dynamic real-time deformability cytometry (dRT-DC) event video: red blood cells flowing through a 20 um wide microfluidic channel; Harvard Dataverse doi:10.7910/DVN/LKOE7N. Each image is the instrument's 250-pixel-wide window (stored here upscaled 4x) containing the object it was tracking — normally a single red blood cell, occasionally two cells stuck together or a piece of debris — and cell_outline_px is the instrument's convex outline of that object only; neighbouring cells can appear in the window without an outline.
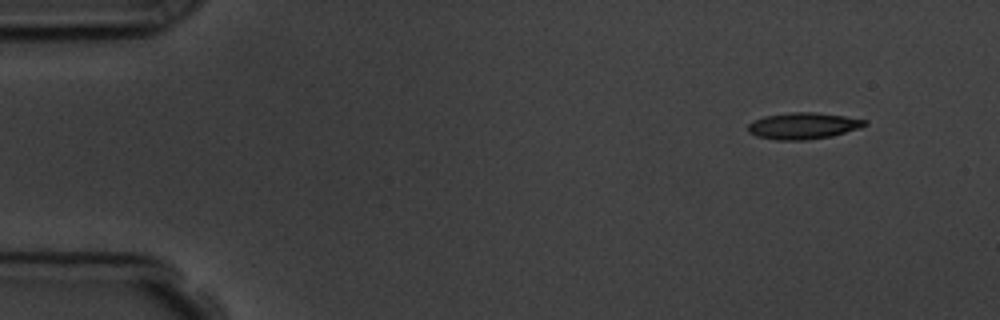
{"species": "common noctule bat (a hibernating species)", "species_latin": "Nyctalus noctula", "temperature_condition": "room temperature", "stored_images_in_passage": 51, "camera_frame_rate_fps": 3000, "um_per_image_px": 0.085, "animal": {"sex": "male", "body_mass_g": 19.5, "forearm_length_mm": 54.6}, "frame": {"image": 1, "passage_image": 1, "time_ms": 0.0, "image_size_px": [1000, 320], "cell_outline_px": [[868, 124], [860, 128], [832, 136], [808, 140], [776, 140], [756, 136], [748, 132], [748, 124], [752, 120], [764, 116], [788, 112], [816, 112], [844, 116], [868, 120]], "centroid_in_image_um": [68.26, 10.69], "position_along_channel_um": 16.7, "area_um2": 18.26}}
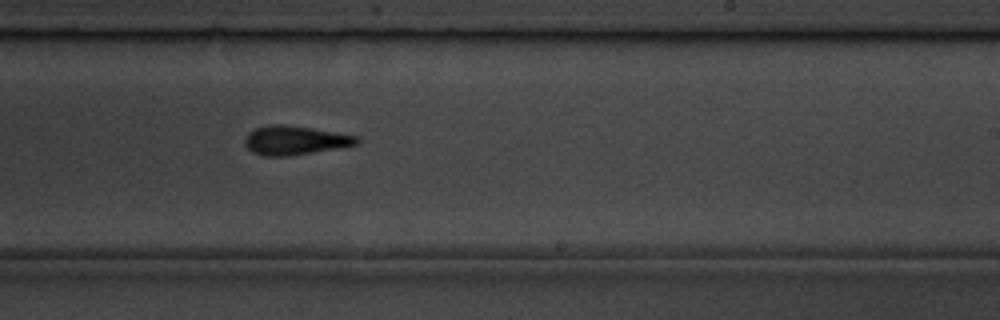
{"frame": {"image": 2, "passage_image": 30, "time_ms": 9.667, "image_size_px": [1000, 320], "cell_outline_px": [[360, 140], [356, 144], [340, 148], [288, 156], [264, 156], [252, 152], [244, 144], [244, 140], [248, 132], [256, 128], [268, 124], [280, 124], [312, 128], [356, 136]], "centroid_in_image_um": [25.02, 11.93], "position_along_channel_um": 264.0, "area_um2": 18.84}}
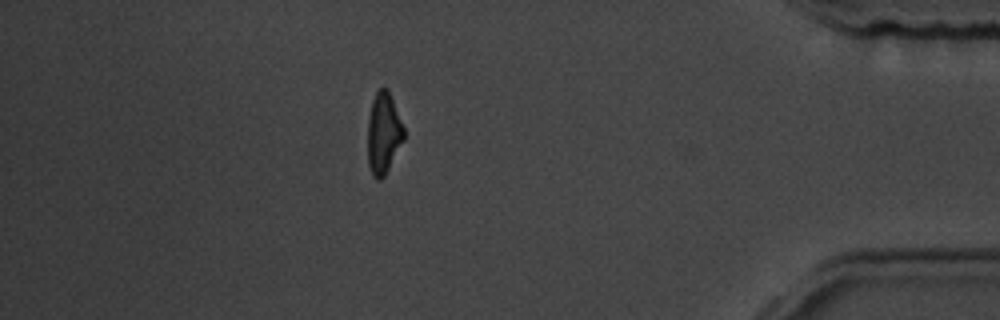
{"frame": {"image": 3, "passage_image": 45, "time_ms": 14.667, "image_size_px": [1000, 320], "cell_outline_px": [[404, 140], [384, 176], [380, 180], [376, 180], [372, 176], [368, 164], [368, 116], [372, 100], [376, 92], [380, 88], [388, 88], [404, 128]], "centroid_in_image_um": [32.59, 11.33], "position_along_channel_um": 402.6, "area_um2": 17.17}, "authors_computed_cell_mechanics": {"area_um2": 18.207, "velocity_mm_per_s": 3.6276, "shape_relaxation_time_tau1_ms": 2.9476, "shape_relaxation_time_tau2_ms": 3.6552, "deformation_change_tau1": 0.1765, "deformation_change_tau2": 0.1601}}